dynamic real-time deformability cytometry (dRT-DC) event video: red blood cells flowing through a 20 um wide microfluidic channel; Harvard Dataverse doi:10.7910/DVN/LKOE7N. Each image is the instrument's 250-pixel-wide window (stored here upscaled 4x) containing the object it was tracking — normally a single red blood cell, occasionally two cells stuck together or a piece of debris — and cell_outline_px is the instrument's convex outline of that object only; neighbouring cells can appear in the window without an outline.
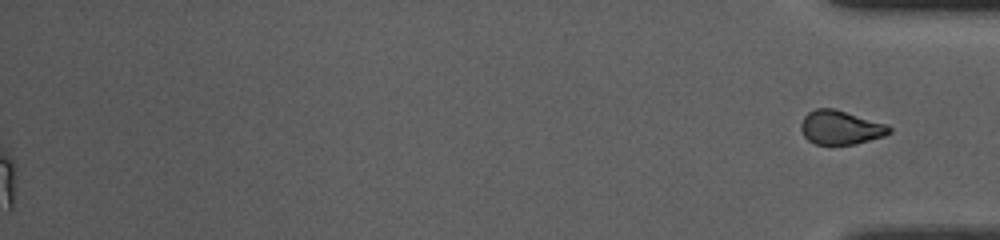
{"species": "common noctule bat (a hibernating species)", "species_latin": "Nyctalus noctula", "temperature_condition": "room temperature", "stored_images_in_passage": 48, "segment_of_instrument_passage": [2, 2], "camera_frame_rate_fps": 3000, "um_per_image_px": 0.085, "animal": {"sex": "female", "body_mass_g": 10.0, "forearm_length_mm": 53.1}, "frame": {"image": 1, "passage_image": 48, "time_ms": 15.667, "image_size_px": [1000, 240], "cell_outline_px": [[892, 132], [884, 136], [856, 144], [816, 144], [808, 140], [804, 136], [800, 128], [800, 124], [804, 116], [808, 112], [816, 108], [836, 108], [884, 124], [892, 128]], "centroid_in_image_um": [71.42, 10.83], "position_along_channel_um": 363.8, "area_um2": 17.46}}